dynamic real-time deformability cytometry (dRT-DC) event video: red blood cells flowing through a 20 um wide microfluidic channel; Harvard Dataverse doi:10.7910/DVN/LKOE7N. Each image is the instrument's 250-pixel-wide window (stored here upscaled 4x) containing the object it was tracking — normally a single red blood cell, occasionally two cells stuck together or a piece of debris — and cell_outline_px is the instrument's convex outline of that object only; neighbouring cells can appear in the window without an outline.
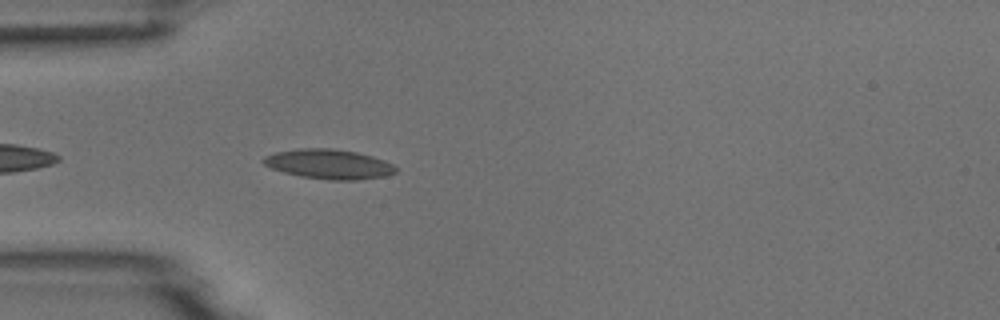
{"species": "common noctule bat (a hibernating species)", "species_latin": "Nyctalus noctula", "temperature_condition": "room temperature", "stored_images_in_passage": 2, "camera_frame_rate_fps": 3000, "um_per_image_px": 0.085, "animal": {"sex": "male", "body_mass_g": 18.8}, "frame": {"image": 1, "passage_image": 2, "time_ms": 1.333, "image_size_px": [1000, 320], "cell_outline_px": [[396, 172], [384, 176], [356, 180], [328, 180], [300, 176], [284, 172], [272, 168], [264, 164], [260, 160], [264, 156], [276, 152], [296, 148], [332, 148], [356, 152], [372, 156], [384, 160], [392, 164], [396, 168]], "centroid_in_image_um": [27.92, 13.94], "position_along_channel_um": 57.1, "area_um2": 22.89}}